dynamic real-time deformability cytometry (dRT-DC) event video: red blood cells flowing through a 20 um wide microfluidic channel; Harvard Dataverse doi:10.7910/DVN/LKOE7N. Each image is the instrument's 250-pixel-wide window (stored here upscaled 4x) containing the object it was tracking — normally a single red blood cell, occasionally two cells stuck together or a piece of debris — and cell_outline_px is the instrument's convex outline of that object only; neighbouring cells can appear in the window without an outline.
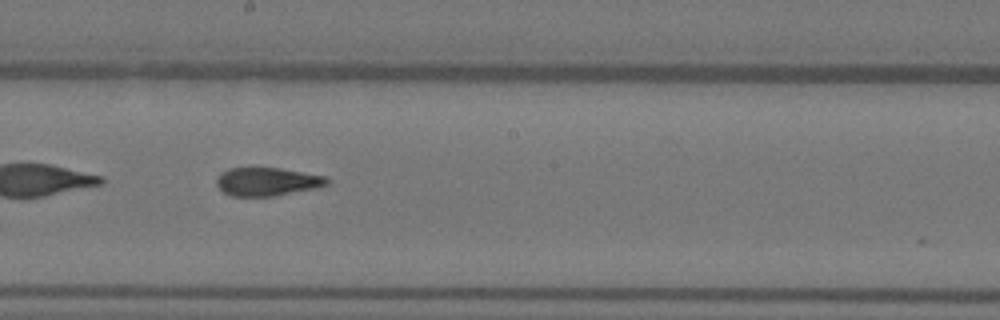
{"species": "Egyptian fruit bat (a non-hibernating species)", "species_latin": "Rousettus aegyptiacus", "temperature_condition": "warm", "stored_images_in_passage": 34, "camera_frame_rate_fps": 3000, "um_per_image_px": 0.085, "animal": {"sex": "female"}, "frame": {"image": 1, "passage_image": 27, "time_ms": 8.667, "image_size_px": [1000, 320], "cell_outline_px": [[328, 184], [316, 188], [276, 196], [232, 196], [224, 192], [216, 184], [216, 180], [228, 168], [280, 168], [324, 176], [328, 180]], "centroid_in_image_um": [22.72, 15.45], "position_along_channel_um": 225.5, "area_um2": 17.98}}
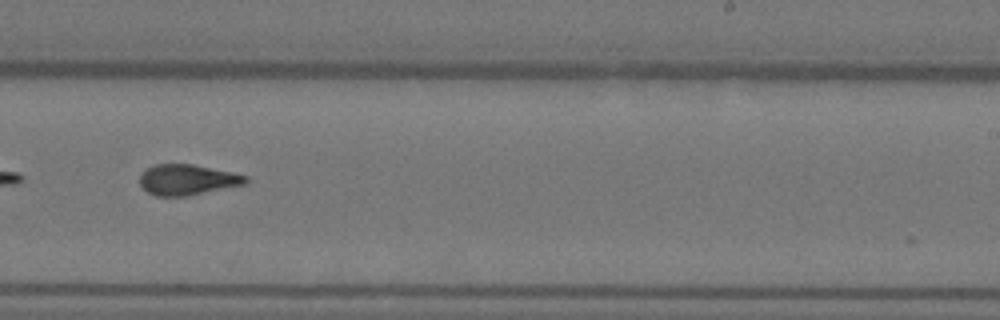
{"frame": {"image": 2, "passage_image": 31, "time_ms": 10.0, "image_size_px": [1000, 320], "cell_outline_px": [[248, 180], [244, 184], [188, 196], [156, 196], [148, 192], [140, 184], [140, 172], [156, 164], [192, 164], [232, 172], [248, 176]], "centroid_in_image_um": [15.91, 15.27], "position_along_channel_um": 273.1, "area_um2": 18.79}}